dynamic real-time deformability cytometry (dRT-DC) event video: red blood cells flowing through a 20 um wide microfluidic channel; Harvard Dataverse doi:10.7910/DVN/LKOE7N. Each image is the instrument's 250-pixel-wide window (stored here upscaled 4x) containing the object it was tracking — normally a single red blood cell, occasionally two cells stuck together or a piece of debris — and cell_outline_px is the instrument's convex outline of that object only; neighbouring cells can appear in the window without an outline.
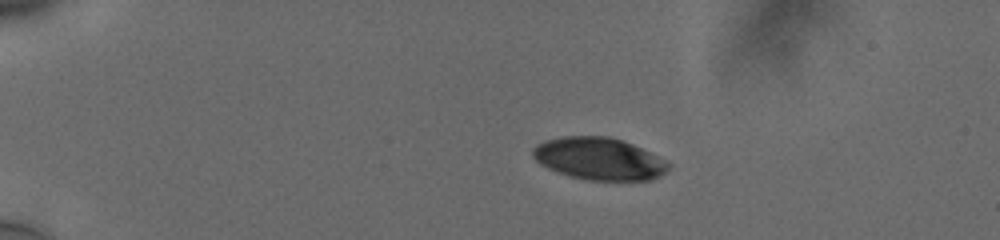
{"species": "human", "species_latin": "Homo sapiens", "temperature_condition": "cold", "stored_images_in_passage": 45, "camera_frame_rate_fps": 3000, "um_per_image_px": 0.085, "donor": {"sex": "male"}, "frame": {"image": 1, "passage_image": 1, "time_ms": 0.0, "image_size_px": [1000, 240], "cell_outline_px": [[668, 168], [664, 172], [648, 180], [588, 180], [572, 176], [548, 168], [540, 164], [532, 156], [532, 148], [536, 144], [544, 140], [560, 136], [608, 136], [624, 140], [668, 160]], "centroid_in_image_um": [50.89, 13.46], "position_along_channel_um": 34.1, "area_um2": 33.35}}
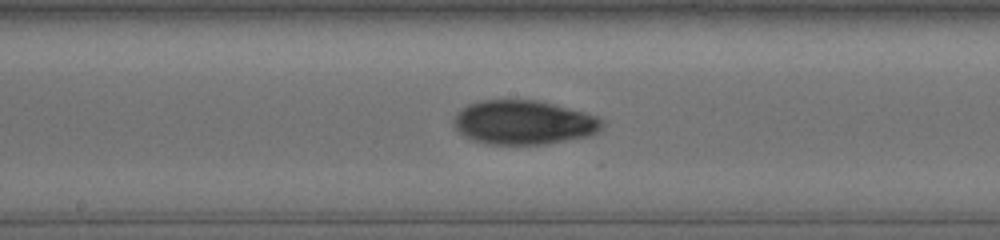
{"frame": {"image": 2, "passage_image": 21, "time_ms": 6.667, "image_size_px": [1000, 240], "cell_outline_px": [[604, 128], [600, 132], [592, 136], [548, 144], [488, 144], [472, 140], [464, 136], [456, 128], [452, 120], [456, 112], [460, 108], [468, 104], [480, 100], [536, 100], [600, 116], [604, 120]], "centroid_in_image_um": [44.55, 10.41], "position_along_channel_um": 203.6, "area_um2": 38.73}}
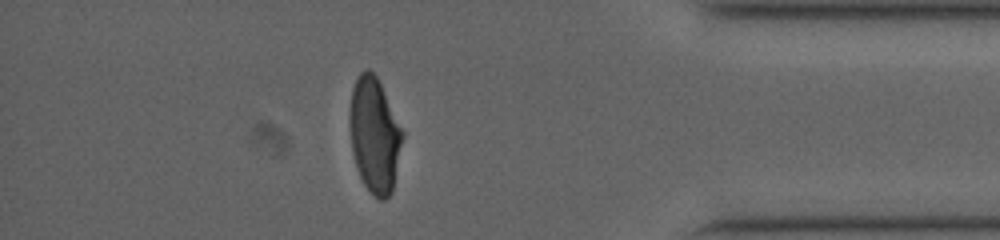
{"frame": {"image": 3, "passage_image": 39, "time_ms": 12.667, "image_size_px": [1000, 240], "cell_outline_px": [[404, 136], [392, 192], [384, 200], [380, 200], [364, 184], [360, 176], [356, 164], [352, 148], [348, 120], [348, 116], [352, 88], [360, 72], [368, 68], [376, 76], [404, 132]], "centroid_in_image_um": [31.83, 11.46], "position_along_channel_um": 403.4, "area_um2": 35.2}, "authors_computed_cell_mechanics": {"area_um2": 36.5296, "velocity_mm_per_s": 3.7579, "shape_relaxation_time_tau1_ms": 7.4737, "shape_relaxation_time_tau2_ms": 3.2771, "deformation_change_tau1": 0.2057, "deformation_change_tau2": 0.057}}